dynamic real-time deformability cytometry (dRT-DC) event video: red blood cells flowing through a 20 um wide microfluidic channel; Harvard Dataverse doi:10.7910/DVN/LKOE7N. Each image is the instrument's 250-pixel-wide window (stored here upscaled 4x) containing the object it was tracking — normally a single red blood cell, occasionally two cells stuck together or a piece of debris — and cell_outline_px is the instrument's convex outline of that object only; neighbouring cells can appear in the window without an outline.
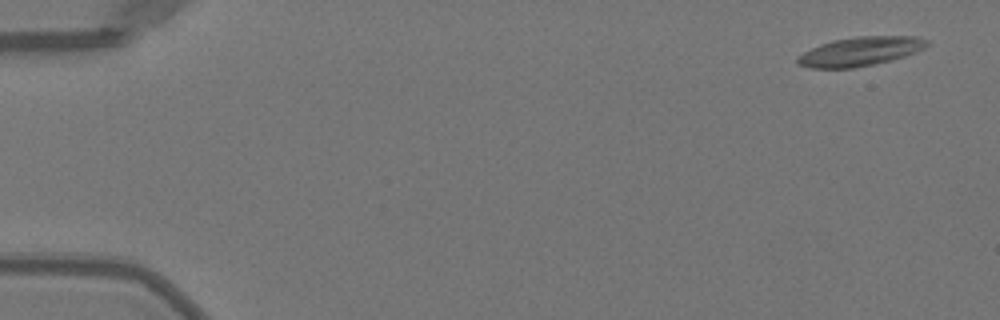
{"species": "Egyptian fruit bat (a non-hibernating species)", "species_latin": "Rousettus aegyptiacus", "temperature_condition": "warm", "stored_images_in_passage": 50, "camera_frame_rate_fps": 3000, "um_per_image_px": 0.085, "animal": {"sex": "female"}, "frame": {"image": 1, "passage_image": 1, "time_ms": 0.0, "image_size_px": [1000, 320], "cell_outline_px": [[928, 44], [924, 48], [916, 52], [892, 60], [852, 68], [808, 68], [796, 64], [796, 56], [820, 44], [832, 40], [856, 36], [916, 36], [928, 40]], "centroid_in_image_um": [73.08, 4.37], "position_along_channel_um": 11.9, "area_um2": 21.96}}
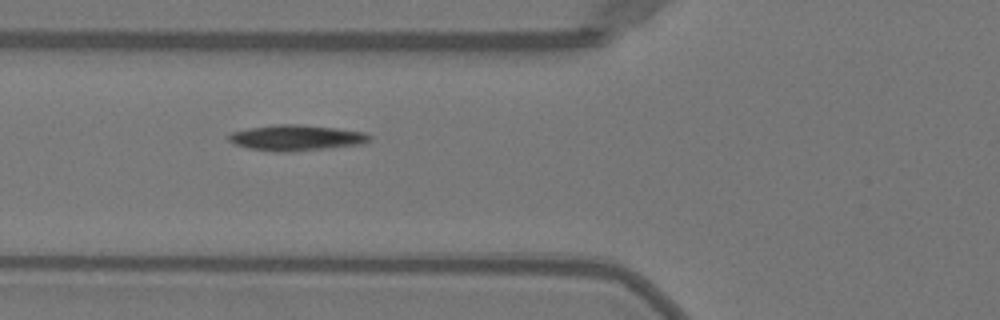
{"frame": {"image": 2, "passage_image": 18, "time_ms": 5.667, "image_size_px": [1000, 320], "cell_outline_px": [[372, 136], [364, 144], [292, 152], [276, 152], [248, 148], [236, 144], [228, 140], [228, 136], [232, 132], [248, 128], [276, 124], [296, 124], [336, 128], [364, 132]], "centroid_in_image_um": [25.18, 11.71], "position_along_channel_um": 100.6, "area_um2": 21.1}}
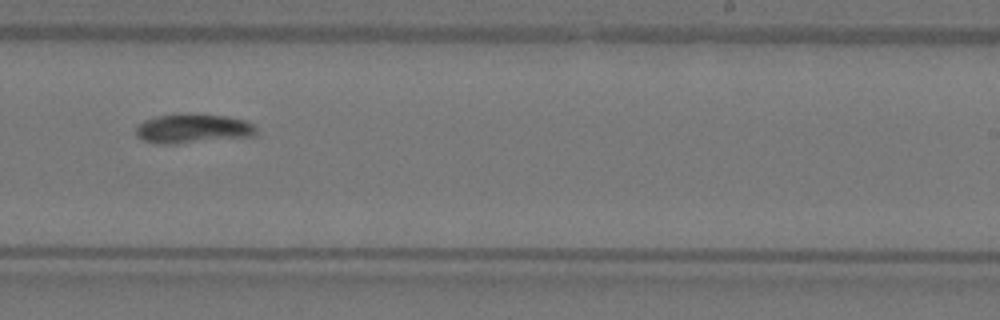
{"frame": {"image": 3, "passage_image": 31, "time_ms": 10.0, "image_size_px": [1000, 320], "cell_outline_px": [[256, 136], [176, 144], [156, 144], [140, 140], [136, 136], [136, 124], [144, 120], [156, 116], [180, 112], [184, 112], [224, 116], [244, 120], [252, 124], [256, 128]], "centroid_in_image_um": [16.32, 10.93], "position_along_channel_um": 272.7, "area_um2": 21.15}}